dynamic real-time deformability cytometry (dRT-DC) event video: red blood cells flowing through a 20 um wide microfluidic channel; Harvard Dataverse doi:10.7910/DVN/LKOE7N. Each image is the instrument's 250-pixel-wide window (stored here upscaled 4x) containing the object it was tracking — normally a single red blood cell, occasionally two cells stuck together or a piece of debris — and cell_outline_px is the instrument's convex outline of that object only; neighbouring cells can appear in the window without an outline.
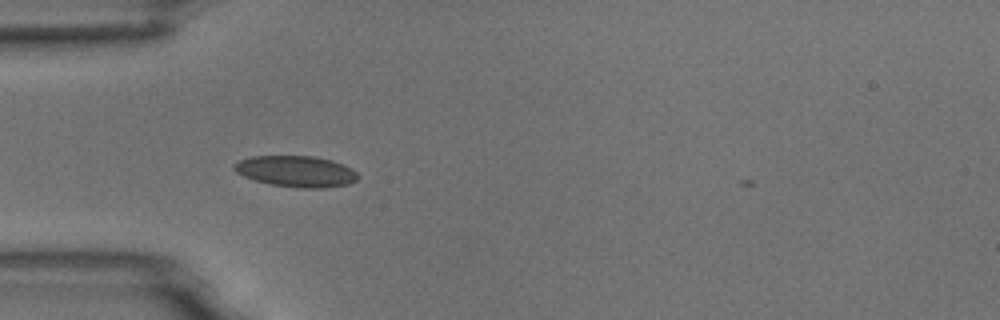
{"species": "common noctule bat (a hibernating species)", "species_latin": "Nyctalus noctula", "temperature_condition": "room temperature", "stored_images_in_passage": 35, "camera_frame_rate_fps": 3000, "um_per_image_px": 0.085, "animal": {"sex": "male", "body_mass_g": 18.8}, "frame": {"image": 1, "passage_image": 1, "time_ms": 0.0, "image_size_px": [1000, 320], "cell_outline_px": [[360, 176], [356, 180], [348, 184], [324, 188], [296, 188], [272, 184], [256, 180], [244, 176], [236, 172], [232, 168], [232, 164], [240, 160], [252, 156], [312, 156], [332, 160], [344, 164], [352, 168]], "centroid_in_image_um": [25.19, 14.56], "position_along_channel_um": 59.8, "area_um2": 22.54}}
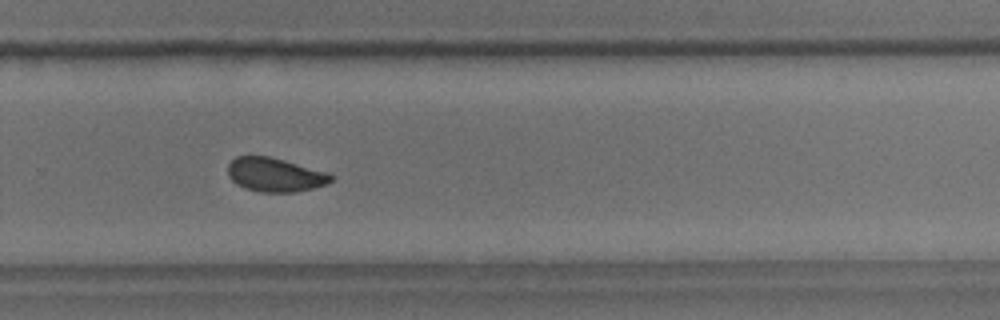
{"frame": {"image": 2, "passage_image": 21, "time_ms": 6.667, "image_size_px": [1000, 320], "cell_outline_px": [[332, 180], [324, 184], [312, 188], [292, 192], [260, 192], [244, 188], [236, 184], [228, 176], [228, 164], [236, 156], [268, 156], [284, 160], [328, 172], [332, 176]], "centroid_in_image_um": [23.33, 14.85], "position_along_channel_um": 306.5, "area_um2": 20.23}}
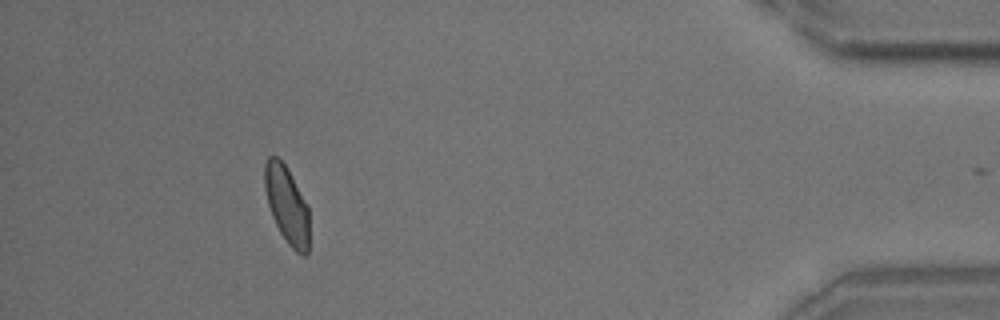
{"frame": {"image": 3, "passage_image": 34, "time_ms": 11.0, "image_size_px": [1000, 320], "cell_outline_px": [[308, 252], [304, 256], [296, 252], [288, 244], [280, 232], [272, 216], [268, 204], [264, 188], [264, 164], [268, 156], [276, 156], [284, 164], [308, 208]], "centroid_in_image_um": [24.35, 17.42], "position_along_channel_um": 410.9, "area_um2": 19.65}, "authors_computed_cell_mechanics": {"area_um2": 20.808, "velocity_mm_per_s": 3.74, "shape_relaxation_time_tau1_ms": 4.866, "shape_relaxation_time_tau2_ms": 1.3287, "deformation_change_tau1": 0.108, "deformation_change_tau2": 0.0513}}